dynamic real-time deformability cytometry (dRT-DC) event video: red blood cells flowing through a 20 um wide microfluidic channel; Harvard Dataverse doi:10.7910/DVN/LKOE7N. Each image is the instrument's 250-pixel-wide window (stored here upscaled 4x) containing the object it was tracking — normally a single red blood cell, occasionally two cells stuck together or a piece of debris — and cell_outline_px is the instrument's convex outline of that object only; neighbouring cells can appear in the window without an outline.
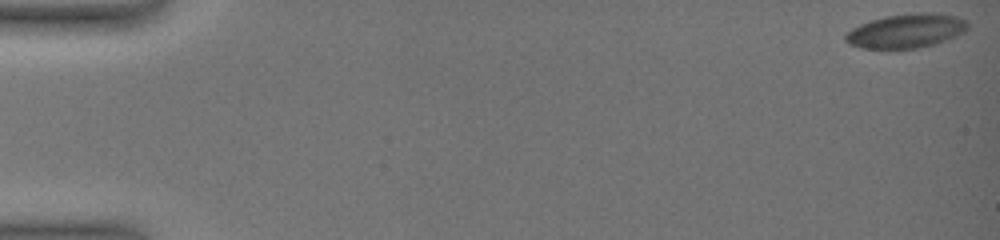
{"species": "common noctule bat (a hibernating species)", "species_latin": "Nyctalus noctula", "temperature_condition": "warm", "stored_images_in_passage": 48, "camera_frame_rate_fps": 3000, "um_per_image_px": 0.085, "animal": {"sex": "female", "body_mass_g": 19.0, "forearm_length_mm": 51.5}, "frame": {"image": 1, "passage_image": 1, "time_ms": 0.0, "image_size_px": [1000, 240], "cell_outline_px": [[968, 28], [964, 32], [956, 36], [932, 44], [916, 48], [860, 48], [848, 44], [844, 40], [844, 36], [852, 28], [860, 24], [884, 16], [916, 12], [940, 12], [956, 16], [968, 20]], "centroid_in_image_um": [77.04, 2.6], "position_along_channel_um": 8.0, "area_um2": 24.39}}
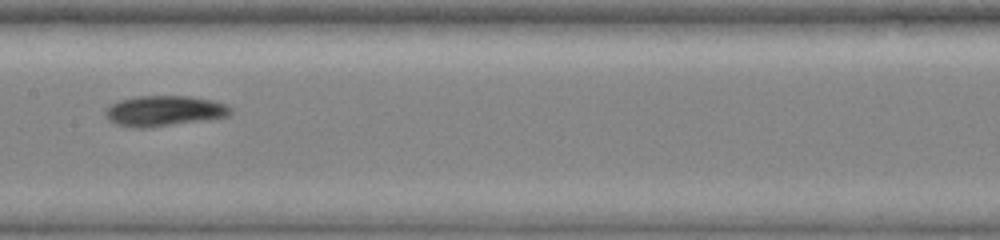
{"frame": {"image": 2, "passage_image": 29, "time_ms": 10.0, "image_size_px": [1000, 240], "cell_outline_px": [[232, 112], [228, 116], [212, 120], [148, 128], [132, 128], [116, 124], [108, 120], [104, 116], [104, 112], [112, 104], [120, 100], [136, 96], [192, 96], [212, 100], [228, 104], [232, 108]], "centroid_in_image_um": [14.0, 9.44], "position_along_channel_um": 193.4, "area_um2": 22.77}}
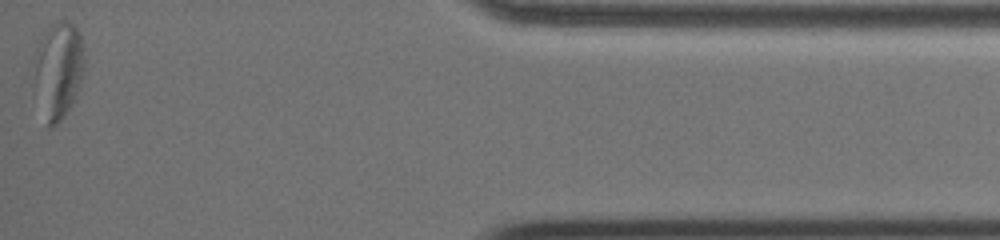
{"frame": {"image": 3, "passage_image": 48, "time_ms": 18.0, "image_size_px": [1000, 240], "cell_outline_px": [[84, 72], [76, 100], [60, 120], [56, 124], [48, 128], [36, 80], [36, 48], [44, 32], [52, 24], [60, 20], [68, 20], [80, 32], [84, 48]], "centroid_in_image_um": [5.05, 5.88], "position_along_channel_um": 430.2, "area_um2": 27.74}, "authors_computed_cell_mechanics": {"area_um2": 23.1778, "velocity_mm_per_s": 3.5641, "shape_relaxation_time_tau1_ms": null, "shape_relaxation_time_tau2_ms": 7.6851, "deformation_change_tau1": null, "deformation_change_tau2": 0.1442}}